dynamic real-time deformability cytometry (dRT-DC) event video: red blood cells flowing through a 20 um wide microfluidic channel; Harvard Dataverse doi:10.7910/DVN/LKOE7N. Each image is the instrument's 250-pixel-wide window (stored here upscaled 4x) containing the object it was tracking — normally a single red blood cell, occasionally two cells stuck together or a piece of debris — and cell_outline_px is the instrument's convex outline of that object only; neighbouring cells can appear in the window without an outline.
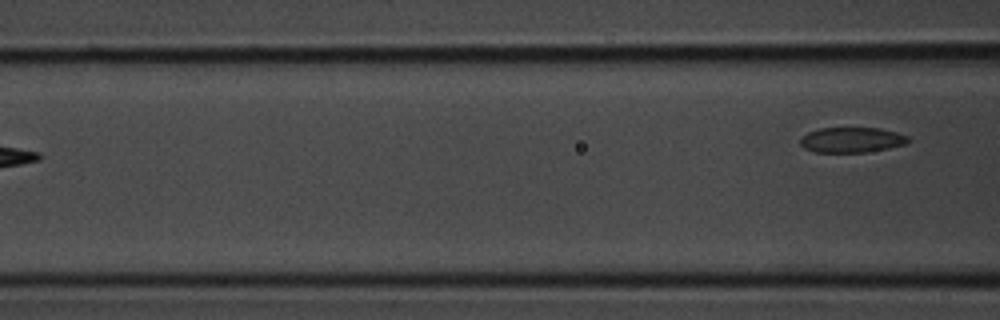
{"species": "common noctule bat (a hibernating species)", "species_latin": "Nyctalus noctula", "temperature_condition": "room temperature", "stored_images_in_passage": 5, "camera_frame_rate_fps": 3000, "um_per_image_px": 0.085, "animal": {"sex": "male", "body_mass_g": 20.1, "forearm_length_mm": 53.5}, "frame": {"image": 1, "passage_image": 5, "time_ms": 1.333, "image_size_px": [1000, 320], "cell_outline_px": [[912, 140], [904, 144], [888, 148], [868, 152], [816, 152], [804, 148], [800, 144], [800, 136], [808, 132], [820, 128], [880, 128], [896, 132], [908, 136]], "centroid_in_image_um": [72.39, 11.89], "position_along_channel_um": 94.2, "area_um2": 15.95}}